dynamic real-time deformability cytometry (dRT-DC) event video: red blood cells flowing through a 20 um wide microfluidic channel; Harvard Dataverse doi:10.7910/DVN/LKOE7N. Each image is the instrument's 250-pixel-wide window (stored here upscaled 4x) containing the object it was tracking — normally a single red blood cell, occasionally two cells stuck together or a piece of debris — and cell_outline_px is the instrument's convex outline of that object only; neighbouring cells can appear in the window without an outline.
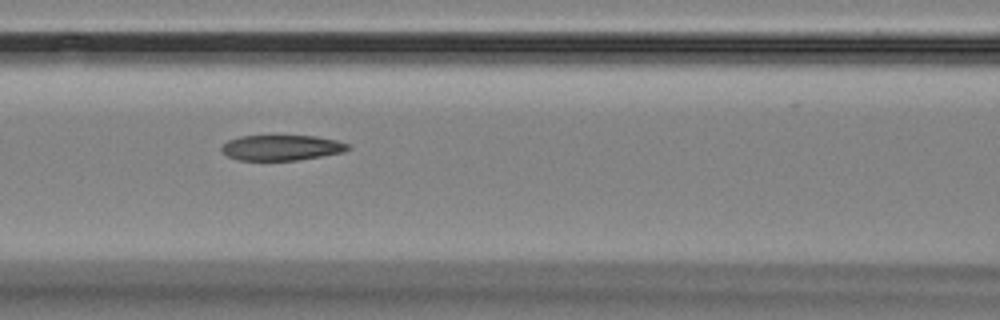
{"species": "Egyptian fruit bat (a non-hibernating species)", "species_latin": "Rousettus aegyptiacus", "temperature_condition": "room temperature", "stored_images_in_passage": 15, "camera_frame_rate_fps": 3000, "um_per_image_px": 0.085, "animal": {"sex": "female"}, "frame": {"image": 1, "passage_image": 7, "time_ms": 6.667, "image_size_px": [1000, 320], "cell_outline_px": [[352, 148], [344, 152], [296, 160], [240, 160], [228, 156], [220, 148], [228, 140], [240, 136], [316, 136], [336, 140], [348, 144]], "centroid_in_image_um": [23.95, 12.55], "position_along_channel_um": 142.6, "area_um2": 18.55}}
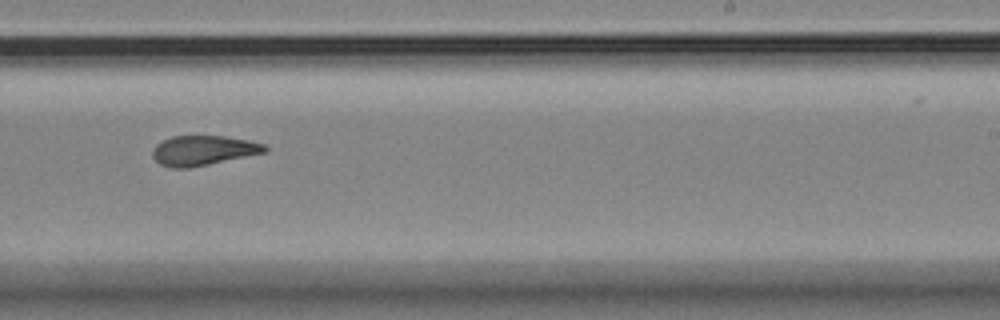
{"frame": {"image": 2, "passage_image": 10, "time_ms": 10.333, "image_size_px": [1000, 320], "cell_outline_px": [[268, 148], [264, 152], [208, 164], [188, 168], [172, 168], [160, 164], [152, 156], [152, 152], [156, 144], [172, 136], [224, 136], [248, 140], [264, 144]], "centroid_in_image_um": [17.24, 12.78], "position_along_channel_um": 271.8, "area_um2": 19.19}}
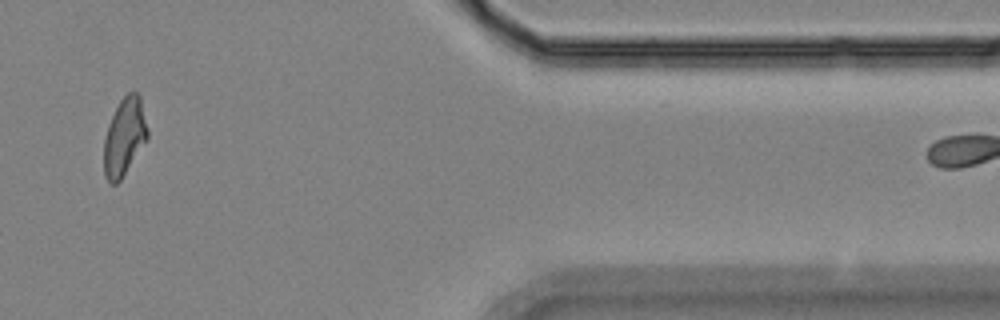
{"frame": {"image": 3, "passage_image": 14, "time_ms": 15.0, "image_size_px": [1000, 320], "cell_outline_px": [[148, 136], [120, 180], [116, 184], [112, 184], [104, 176], [104, 140], [108, 124], [120, 100], [128, 92], [136, 92], [140, 96], [148, 128]], "centroid_in_image_um": [10.56, 11.61], "position_along_channel_um": 400.8, "area_um2": 19.36}}